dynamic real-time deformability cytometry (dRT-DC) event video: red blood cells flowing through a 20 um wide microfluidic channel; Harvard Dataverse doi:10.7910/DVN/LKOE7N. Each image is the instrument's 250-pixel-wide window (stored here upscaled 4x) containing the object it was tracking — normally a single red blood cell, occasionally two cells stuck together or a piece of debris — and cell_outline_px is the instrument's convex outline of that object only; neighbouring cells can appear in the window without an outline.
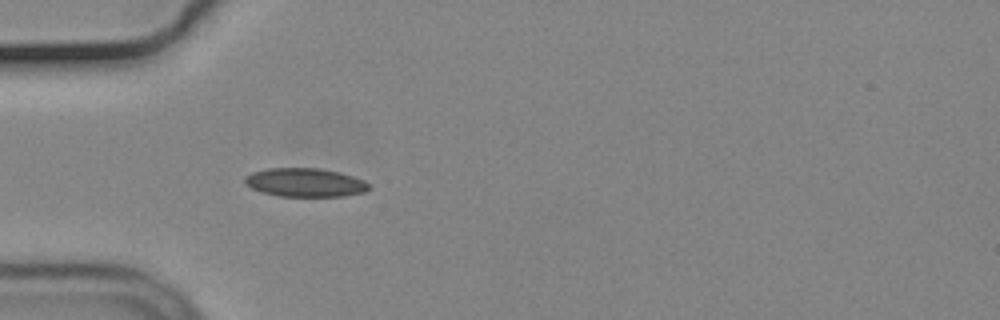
{"species": "common noctule bat (a hibernating species)", "species_latin": "Nyctalus noctula", "temperature_condition": "cold", "stored_images_in_passage": 39, "camera_frame_rate_fps": 3000, "um_per_image_px": 0.085, "animal": {"sex": "male", "body_mass_g": 19.2, "forearm_length_mm": 51.8}, "frame": {"image": 1, "passage_image": 1, "time_ms": 0.0, "image_size_px": [1000, 320], "cell_outline_px": [[372, 188], [364, 192], [344, 196], [276, 196], [252, 188], [244, 184], [244, 176], [252, 172], [268, 168], [320, 168], [340, 172], [364, 180]], "centroid_in_image_um": [25.93, 15.51], "position_along_channel_um": 59.1, "area_um2": 20.81}}
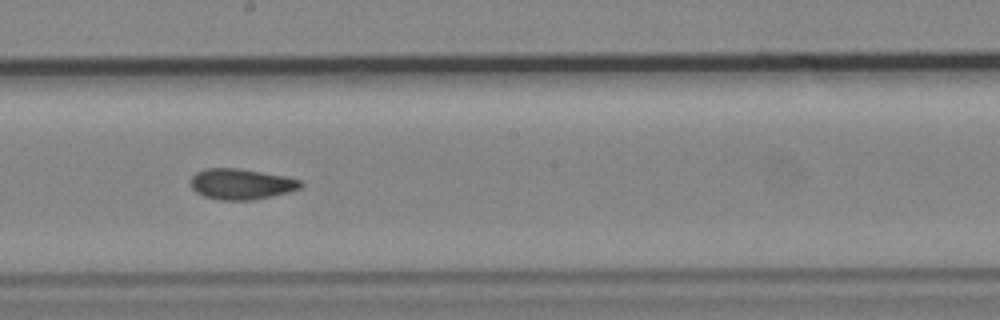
{"frame": {"image": 2, "passage_image": 15, "time_ms": 4.667, "image_size_px": [1000, 320], "cell_outline_px": [[304, 184], [300, 188], [288, 192], [272, 196], [252, 200], [220, 200], [204, 196], [196, 192], [192, 188], [192, 176], [196, 172], [204, 168], [236, 168], [284, 176], [300, 180]], "centroid_in_image_um": [20.49, 15.65], "position_along_channel_um": 227.7, "area_um2": 19.54}}
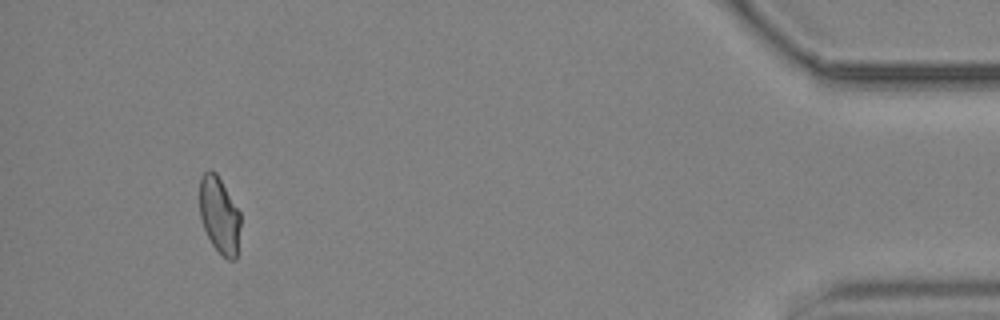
{"frame": {"image": 3, "passage_image": 36, "time_ms": 11.667, "image_size_px": [1000, 320], "cell_outline_px": [[240, 224], [236, 260], [228, 260], [212, 244], [200, 220], [200, 176], [208, 168], [216, 172], [240, 212]], "centroid_in_image_um": [18.64, 18.26], "position_along_channel_um": 416.6, "area_um2": 18.21}, "authors_computed_cell_mechanics": {"area_um2": 19.4208, "velocity_mm_per_s": 3.7036, "shape_relaxation_time_tau1_ms": null, "shape_relaxation_time_tau2_ms": 1.269, "deformation_change_tau1": null, "deformation_change_tau2": 0.0389}}